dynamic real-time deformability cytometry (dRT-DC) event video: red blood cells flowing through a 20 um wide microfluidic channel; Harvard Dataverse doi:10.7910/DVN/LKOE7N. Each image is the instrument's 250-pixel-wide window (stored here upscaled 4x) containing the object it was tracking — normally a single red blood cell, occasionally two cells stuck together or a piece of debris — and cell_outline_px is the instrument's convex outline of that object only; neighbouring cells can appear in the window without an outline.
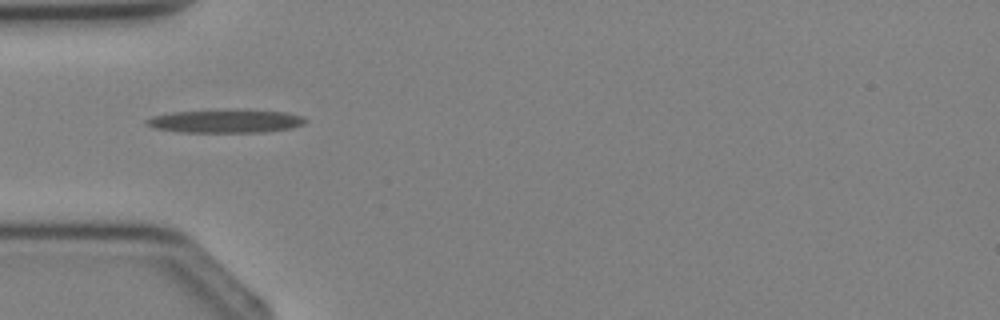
{"species": "Egyptian fruit bat (a non-hibernating species)", "species_latin": "Rousettus aegyptiacus", "temperature_condition": "cold", "stored_images_in_passage": 1, "camera_frame_rate_fps": 3000, "um_per_image_px": 0.085, "animal": {"sex": "female"}, "frame": {"image": 1, "passage_image": 1, "time_ms": 0.0, "image_size_px": [1000, 320], "cell_outline_px": [[308, 120], [304, 124], [292, 128], [264, 132], [176, 132], [152, 128], [144, 124], [144, 120], [152, 116], [172, 112], [288, 112], [304, 116]], "centroid_in_image_um": [19.14, 10.35], "position_along_channel_um": 65.9, "area_um2": 20.75}}